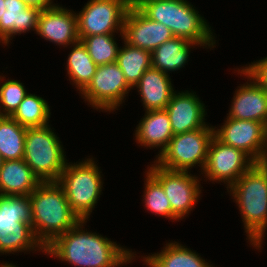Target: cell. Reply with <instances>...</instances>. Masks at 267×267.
<instances>
[{"mask_svg":"<svg viewBox=\"0 0 267 267\" xmlns=\"http://www.w3.org/2000/svg\"><path fill=\"white\" fill-rule=\"evenodd\" d=\"M87 220H79L70 230L45 248V253L77 267H120L136 254L97 233L83 230Z\"/></svg>","mask_w":267,"mask_h":267,"instance_id":"6da1fadb","label":"cell"},{"mask_svg":"<svg viewBox=\"0 0 267 267\" xmlns=\"http://www.w3.org/2000/svg\"><path fill=\"white\" fill-rule=\"evenodd\" d=\"M229 189L243 219L247 240L258 250L267 229V164L256 162Z\"/></svg>","mask_w":267,"mask_h":267,"instance_id":"7a4b0ae2","label":"cell"},{"mask_svg":"<svg viewBox=\"0 0 267 267\" xmlns=\"http://www.w3.org/2000/svg\"><path fill=\"white\" fill-rule=\"evenodd\" d=\"M29 198L32 229L44 248L80 220L71 210L64 188L58 182H41Z\"/></svg>","mask_w":267,"mask_h":267,"instance_id":"3957f363","label":"cell"},{"mask_svg":"<svg viewBox=\"0 0 267 267\" xmlns=\"http://www.w3.org/2000/svg\"><path fill=\"white\" fill-rule=\"evenodd\" d=\"M131 4L151 20L168 27L173 36L185 38L201 47L214 48L216 40L211 26L187 0H131Z\"/></svg>","mask_w":267,"mask_h":267,"instance_id":"277c9868","label":"cell"},{"mask_svg":"<svg viewBox=\"0 0 267 267\" xmlns=\"http://www.w3.org/2000/svg\"><path fill=\"white\" fill-rule=\"evenodd\" d=\"M34 250L45 252L32 229L29 196L0 195V253Z\"/></svg>","mask_w":267,"mask_h":267,"instance_id":"5b68a950","label":"cell"},{"mask_svg":"<svg viewBox=\"0 0 267 267\" xmlns=\"http://www.w3.org/2000/svg\"><path fill=\"white\" fill-rule=\"evenodd\" d=\"M94 159L66 163L58 183L64 188L71 210L88 220L102 192L103 179Z\"/></svg>","mask_w":267,"mask_h":267,"instance_id":"8992f818","label":"cell"},{"mask_svg":"<svg viewBox=\"0 0 267 267\" xmlns=\"http://www.w3.org/2000/svg\"><path fill=\"white\" fill-rule=\"evenodd\" d=\"M50 125L27 128L23 160L40 182H58L67 163L61 141Z\"/></svg>","mask_w":267,"mask_h":267,"instance_id":"52a82bcc","label":"cell"},{"mask_svg":"<svg viewBox=\"0 0 267 267\" xmlns=\"http://www.w3.org/2000/svg\"><path fill=\"white\" fill-rule=\"evenodd\" d=\"M213 137L214 126L211 125L195 131L176 134L161 154L157 155L154 162L168 170L180 171H189L197 164L203 171Z\"/></svg>","mask_w":267,"mask_h":267,"instance_id":"ba28073f","label":"cell"},{"mask_svg":"<svg viewBox=\"0 0 267 267\" xmlns=\"http://www.w3.org/2000/svg\"><path fill=\"white\" fill-rule=\"evenodd\" d=\"M154 164L148 171L161 183L172 208V220L178 221L191 212L200 198L201 189L198 176L188 171L168 170Z\"/></svg>","mask_w":267,"mask_h":267,"instance_id":"9c48e42d","label":"cell"},{"mask_svg":"<svg viewBox=\"0 0 267 267\" xmlns=\"http://www.w3.org/2000/svg\"><path fill=\"white\" fill-rule=\"evenodd\" d=\"M131 89L122 70L114 62L97 66L92 81L81 94L94 109L111 112L118 110Z\"/></svg>","mask_w":267,"mask_h":267,"instance_id":"30bf717a","label":"cell"},{"mask_svg":"<svg viewBox=\"0 0 267 267\" xmlns=\"http://www.w3.org/2000/svg\"><path fill=\"white\" fill-rule=\"evenodd\" d=\"M131 0H90L76 14L78 35L93 36L120 32ZM117 30V31H116Z\"/></svg>","mask_w":267,"mask_h":267,"instance_id":"8fae6325","label":"cell"},{"mask_svg":"<svg viewBox=\"0 0 267 267\" xmlns=\"http://www.w3.org/2000/svg\"><path fill=\"white\" fill-rule=\"evenodd\" d=\"M255 163L243 150L225 145L214 136L202 172L204 178L224 182L228 189Z\"/></svg>","mask_w":267,"mask_h":267,"instance_id":"7c38bea8","label":"cell"},{"mask_svg":"<svg viewBox=\"0 0 267 267\" xmlns=\"http://www.w3.org/2000/svg\"><path fill=\"white\" fill-rule=\"evenodd\" d=\"M214 127V136L225 145L243 150L255 162L262 163L265 146L266 125L254 120L227 117L219 128Z\"/></svg>","mask_w":267,"mask_h":267,"instance_id":"4fadbf2b","label":"cell"},{"mask_svg":"<svg viewBox=\"0 0 267 267\" xmlns=\"http://www.w3.org/2000/svg\"><path fill=\"white\" fill-rule=\"evenodd\" d=\"M172 37V32L164 24L151 20L135 5L129 7L124 19L123 41L152 52Z\"/></svg>","mask_w":267,"mask_h":267,"instance_id":"5bb4252c","label":"cell"},{"mask_svg":"<svg viewBox=\"0 0 267 267\" xmlns=\"http://www.w3.org/2000/svg\"><path fill=\"white\" fill-rule=\"evenodd\" d=\"M36 34L56 45H63V47L78 42L76 13L57 4L41 10Z\"/></svg>","mask_w":267,"mask_h":267,"instance_id":"9a60e30c","label":"cell"},{"mask_svg":"<svg viewBox=\"0 0 267 267\" xmlns=\"http://www.w3.org/2000/svg\"><path fill=\"white\" fill-rule=\"evenodd\" d=\"M195 93V94H194ZM173 134H181L206 127V107L196 92H174L166 106Z\"/></svg>","mask_w":267,"mask_h":267,"instance_id":"2e32d148","label":"cell"},{"mask_svg":"<svg viewBox=\"0 0 267 267\" xmlns=\"http://www.w3.org/2000/svg\"><path fill=\"white\" fill-rule=\"evenodd\" d=\"M238 74L248 78L240 87L238 86L232 99L231 108L227 114L229 118L240 120H254L267 125V92L260 87L242 69Z\"/></svg>","mask_w":267,"mask_h":267,"instance_id":"e0dca14e","label":"cell"},{"mask_svg":"<svg viewBox=\"0 0 267 267\" xmlns=\"http://www.w3.org/2000/svg\"><path fill=\"white\" fill-rule=\"evenodd\" d=\"M41 10L27 6L22 0H4L0 18V43L9 44L11 37L30 30L36 32Z\"/></svg>","mask_w":267,"mask_h":267,"instance_id":"ac0fdd59","label":"cell"},{"mask_svg":"<svg viewBox=\"0 0 267 267\" xmlns=\"http://www.w3.org/2000/svg\"><path fill=\"white\" fill-rule=\"evenodd\" d=\"M169 74L150 67L134 86L146 111L164 110L175 92Z\"/></svg>","mask_w":267,"mask_h":267,"instance_id":"d6986e66","label":"cell"},{"mask_svg":"<svg viewBox=\"0 0 267 267\" xmlns=\"http://www.w3.org/2000/svg\"><path fill=\"white\" fill-rule=\"evenodd\" d=\"M135 130L136 142L146 148H160L159 154L174 136L167 111H145Z\"/></svg>","mask_w":267,"mask_h":267,"instance_id":"ffe728a7","label":"cell"},{"mask_svg":"<svg viewBox=\"0 0 267 267\" xmlns=\"http://www.w3.org/2000/svg\"><path fill=\"white\" fill-rule=\"evenodd\" d=\"M40 183L23 159L3 161L0 169V195L29 196Z\"/></svg>","mask_w":267,"mask_h":267,"instance_id":"44dd1931","label":"cell"},{"mask_svg":"<svg viewBox=\"0 0 267 267\" xmlns=\"http://www.w3.org/2000/svg\"><path fill=\"white\" fill-rule=\"evenodd\" d=\"M194 45L198 46L195 42L185 38L172 37L151 52L152 67L166 74L185 67L190 55V48Z\"/></svg>","mask_w":267,"mask_h":267,"instance_id":"7402d4cb","label":"cell"},{"mask_svg":"<svg viewBox=\"0 0 267 267\" xmlns=\"http://www.w3.org/2000/svg\"><path fill=\"white\" fill-rule=\"evenodd\" d=\"M142 261L149 267H214L201 255L176 241L167 243L159 253L143 257Z\"/></svg>","mask_w":267,"mask_h":267,"instance_id":"603a6c76","label":"cell"},{"mask_svg":"<svg viewBox=\"0 0 267 267\" xmlns=\"http://www.w3.org/2000/svg\"><path fill=\"white\" fill-rule=\"evenodd\" d=\"M119 48L116 63L122 70L127 83L133 88L144 72L152 67V53L138 47H133L124 41Z\"/></svg>","mask_w":267,"mask_h":267,"instance_id":"cb8c5ba5","label":"cell"},{"mask_svg":"<svg viewBox=\"0 0 267 267\" xmlns=\"http://www.w3.org/2000/svg\"><path fill=\"white\" fill-rule=\"evenodd\" d=\"M70 47H73V49L68 54L66 70L69 81L71 79L73 85L81 93L92 81L97 65L89 56L86 47L80 40Z\"/></svg>","mask_w":267,"mask_h":267,"instance_id":"d4e9b609","label":"cell"},{"mask_svg":"<svg viewBox=\"0 0 267 267\" xmlns=\"http://www.w3.org/2000/svg\"><path fill=\"white\" fill-rule=\"evenodd\" d=\"M26 129L10 116H0V156L3 160L24 158Z\"/></svg>","mask_w":267,"mask_h":267,"instance_id":"484cf974","label":"cell"},{"mask_svg":"<svg viewBox=\"0 0 267 267\" xmlns=\"http://www.w3.org/2000/svg\"><path fill=\"white\" fill-rule=\"evenodd\" d=\"M50 114L46 100L28 93L11 117L25 128H34L48 125Z\"/></svg>","mask_w":267,"mask_h":267,"instance_id":"4316f807","label":"cell"},{"mask_svg":"<svg viewBox=\"0 0 267 267\" xmlns=\"http://www.w3.org/2000/svg\"><path fill=\"white\" fill-rule=\"evenodd\" d=\"M115 34H101L93 36H79L89 56L97 66L116 62L119 46L116 44Z\"/></svg>","mask_w":267,"mask_h":267,"instance_id":"83f0119b","label":"cell"},{"mask_svg":"<svg viewBox=\"0 0 267 267\" xmlns=\"http://www.w3.org/2000/svg\"><path fill=\"white\" fill-rule=\"evenodd\" d=\"M144 190L145 208L158 215L172 220V208L164 193L161 183L147 170Z\"/></svg>","mask_w":267,"mask_h":267,"instance_id":"f1b7e54d","label":"cell"},{"mask_svg":"<svg viewBox=\"0 0 267 267\" xmlns=\"http://www.w3.org/2000/svg\"><path fill=\"white\" fill-rule=\"evenodd\" d=\"M4 79L5 76L0 75V81ZM27 94L24 85L17 80L8 79L0 83V116L11 117Z\"/></svg>","mask_w":267,"mask_h":267,"instance_id":"f546056e","label":"cell"},{"mask_svg":"<svg viewBox=\"0 0 267 267\" xmlns=\"http://www.w3.org/2000/svg\"><path fill=\"white\" fill-rule=\"evenodd\" d=\"M241 69L267 92V57Z\"/></svg>","mask_w":267,"mask_h":267,"instance_id":"4dcf8cb0","label":"cell"},{"mask_svg":"<svg viewBox=\"0 0 267 267\" xmlns=\"http://www.w3.org/2000/svg\"><path fill=\"white\" fill-rule=\"evenodd\" d=\"M27 6L35 7L40 10L52 7L53 1L52 0H22Z\"/></svg>","mask_w":267,"mask_h":267,"instance_id":"1f68e13d","label":"cell"},{"mask_svg":"<svg viewBox=\"0 0 267 267\" xmlns=\"http://www.w3.org/2000/svg\"><path fill=\"white\" fill-rule=\"evenodd\" d=\"M262 163L267 164V125H266L265 146H264V151H263V156H262Z\"/></svg>","mask_w":267,"mask_h":267,"instance_id":"d6a6232c","label":"cell"},{"mask_svg":"<svg viewBox=\"0 0 267 267\" xmlns=\"http://www.w3.org/2000/svg\"><path fill=\"white\" fill-rule=\"evenodd\" d=\"M0 267H17L16 265H13L12 263H2Z\"/></svg>","mask_w":267,"mask_h":267,"instance_id":"836d02e7","label":"cell"},{"mask_svg":"<svg viewBox=\"0 0 267 267\" xmlns=\"http://www.w3.org/2000/svg\"><path fill=\"white\" fill-rule=\"evenodd\" d=\"M3 3H4V0H0V18L3 15Z\"/></svg>","mask_w":267,"mask_h":267,"instance_id":"e575fe53","label":"cell"},{"mask_svg":"<svg viewBox=\"0 0 267 267\" xmlns=\"http://www.w3.org/2000/svg\"><path fill=\"white\" fill-rule=\"evenodd\" d=\"M3 161H4L3 158L0 156V169L2 167Z\"/></svg>","mask_w":267,"mask_h":267,"instance_id":"d590c367","label":"cell"}]
</instances>
